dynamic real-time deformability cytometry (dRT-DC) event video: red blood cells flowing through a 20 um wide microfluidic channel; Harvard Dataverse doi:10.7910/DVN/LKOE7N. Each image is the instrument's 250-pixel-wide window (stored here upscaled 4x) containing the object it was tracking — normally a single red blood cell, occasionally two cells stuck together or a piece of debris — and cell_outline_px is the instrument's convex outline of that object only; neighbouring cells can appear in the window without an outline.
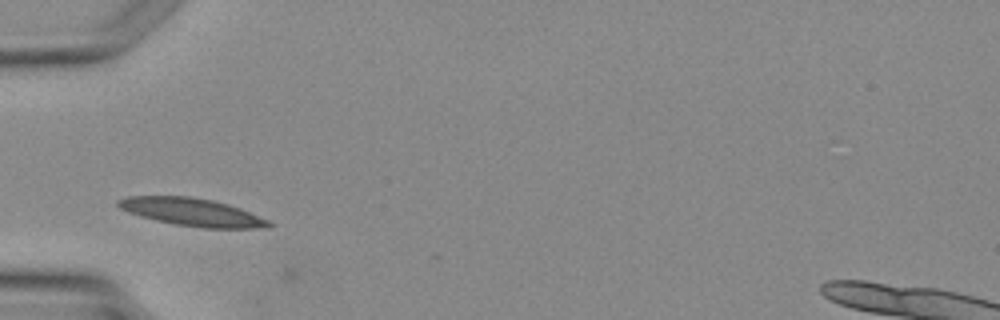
{"species": "Egyptian fruit bat (a non-hibernating species)", "species_latin": "Rousettus aegyptiacus", "temperature_condition": "warm", "stored_images_in_passage": 1, "camera_frame_rate_fps": 3000, "um_per_image_px": 0.085, "animal": {"sex": "female"}, "frame": {"image": 1, "passage_image": 1, "time_ms": 0.0, "image_size_px": [1000, 320], "cell_outline_px": [[272, 224], [268, 228], [204, 228], [176, 224], [156, 220], [140, 216], [128, 212], [120, 208], [116, 204], [116, 200], [128, 196], [188, 196], [212, 200], [228, 204], [240, 208], [268, 220]], "centroid_in_image_um": [16.3, 18.02], "position_along_channel_um": 68.7, "area_um2": 24.22}}